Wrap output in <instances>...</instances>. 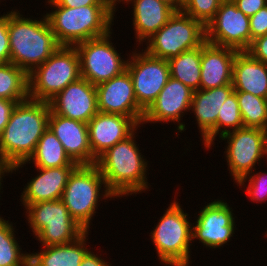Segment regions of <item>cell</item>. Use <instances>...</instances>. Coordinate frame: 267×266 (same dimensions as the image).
I'll use <instances>...</instances> for the list:
<instances>
[{
    "mask_svg": "<svg viewBox=\"0 0 267 266\" xmlns=\"http://www.w3.org/2000/svg\"><path fill=\"white\" fill-rule=\"evenodd\" d=\"M49 102L28 98L17 103L0 135V163L12 169L27 162L48 129Z\"/></svg>",
    "mask_w": 267,
    "mask_h": 266,
    "instance_id": "6da1fadb",
    "label": "cell"
},
{
    "mask_svg": "<svg viewBox=\"0 0 267 266\" xmlns=\"http://www.w3.org/2000/svg\"><path fill=\"white\" fill-rule=\"evenodd\" d=\"M22 16L18 10L8 13L10 62L29 74L43 64L60 45L46 15L41 20Z\"/></svg>",
    "mask_w": 267,
    "mask_h": 266,
    "instance_id": "7a4b0ae2",
    "label": "cell"
},
{
    "mask_svg": "<svg viewBox=\"0 0 267 266\" xmlns=\"http://www.w3.org/2000/svg\"><path fill=\"white\" fill-rule=\"evenodd\" d=\"M133 132L125 140L107 149L96 161L107 188L115 197L147 190V162L135 143Z\"/></svg>",
    "mask_w": 267,
    "mask_h": 266,
    "instance_id": "3957f363",
    "label": "cell"
},
{
    "mask_svg": "<svg viewBox=\"0 0 267 266\" xmlns=\"http://www.w3.org/2000/svg\"><path fill=\"white\" fill-rule=\"evenodd\" d=\"M56 10L46 13L47 20L60 46L99 38L111 32L116 5H89L76 8L52 5Z\"/></svg>",
    "mask_w": 267,
    "mask_h": 266,
    "instance_id": "277c9868",
    "label": "cell"
},
{
    "mask_svg": "<svg viewBox=\"0 0 267 266\" xmlns=\"http://www.w3.org/2000/svg\"><path fill=\"white\" fill-rule=\"evenodd\" d=\"M102 185L104 192L101 194ZM101 197L111 199L114 194L107 188L99 168L96 164L77 165L68 177L61 200L71 217L89 232L90 220L98 209Z\"/></svg>",
    "mask_w": 267,
    "mask_h": 266,
    "instance_id": "5b68a950",
    "label": "cell"
},
{
    "mask_svg": "<svg viewBox=\"0 0 267 266\" xmlns=\"http://www.w3.org/2000/svg\"><path fill=\"white\" fill-rule=\"evenodd\" d=\"M80 77V59L75 46H59L43 64L28 74V96L49 102Z\"/></svg>",
    "mask_w": 267,
    "mask_h": 266,
    "instance_id": "8992f818",
    "label": "cell"
},
{
    "mask_svg": "<svg viewBox=\"0 0 267 266\" xmlns=\"http://www.w3.org/2000/svg\"><path fill=\"white\" fill-rule=\"evenodd\" d=\"M180 203L173 200L158 221L151 240L160 262L170 266H189L192 223Z\"/></svg>",
    "mask_w": 267,
    "mask_h": 266,
    "instance_id": "52a82bcc",
    "label": "cell"
},
{
    "mask_svg": "<svg viewBox=\"0 0 267 266\" xmlns=\"http://www.w3.org/2000/svg\"><path fill=\"white\" fill-rule=\"evenodd\" d=\"M25 210L29 226L42 246L67 244L86 232L61 199L29 204Z\"/></svg>",
    "mask_w": 267,
    "mask_h": 266,
    "instance_id": "ba28073f",
    "label": "cell"
},
{
    "mask_svg": "<svg viewBox=\"0 0 267 266\" xmlns=\"http://www.w3.org/2000/svg\"><path fill=\"white\" fill-rule=\"evenodd\" d=\"M145 51L157 58L170 60L182 52L200 47L206 41L205 26L181 10L146 40Z\"/></svg>",
    "mask_w": 267,
    "mask_h": 266,
    "instance_id": "9c48e42d",
    "label": "cell"
},
{
    "mask_svg": "<svg viewBox=\"0 0 267 266\" xmlns=\"http://www.w3.org/2000/svg\"><path fill=\"white\" fill-rule=\"evenodd\" d=\"M112 32L75 45L80 59V74L93 85L120 75L127 69L125 61L110 41Z\"/></svg>",
    "mask_w": 267,
    "mask_h": 266,
    "instance_id": "30bf717a",
    "label": "cell"
},
{
    "mask_svg": "<svg viewBox=\"0 0 267 266\" xmlns=\"http://www.w3.org/2000/svg\"><path fill=\"white\" fill-rule=\"evenodd\" d=\"M220 138L227 140L225 156L230 175L236 183L252 173L256 163L267 155V130L243 127Z\"/></svg>",
    "mask_w": 267,
    "mask_h": 266,
    "instance_id": "8fae6325",
    "label": "cell"
},
{
    "mask_svg": "<svg viewBox=\"0 0 267 266\" xmlns=\"http://www.w3.org/2000/svg\"><path fill=\"white\" fill-rule=\"evenodd\" d=\"M136 52H132L131 59H128L126 70L133 82L136 101L146 111L171 77L169 64L167 60L154 57L145 50Z\"/></svg>",
    "mask_w": 267,
    "mask_h": 266,
    "instance_id": "7c38bea8",
    "label": "cell"
},
{
    "mask_svg": "<svg viewBox=\"0 0 267 266\" xmlns=\"http://www.w3.org/2000/svg\"><path fill=\"white\" fill-rule=\"evenodd\" d=\"M206 41L238 52L251 45L249 17L238 10L232 0H223L215 17L206 25Z\"/></svg>",
    "mask_w": 267,
    "mask_h": 266,
    "instance_id": "4fadbf2b",
    "label": "cell"
},
{
    "mask_svg": "<svg viewBox=\"0 0 267 266\" xmlns=\"http://www.w3.org/2000/svg\"><path fill=\"white\" fill-rule=\"evenodd\" d=\"M232 208L224 200H214L199 211L192 226V239H198L207 248L223 247L235 231ZM195 224V226H194Z\"/></svg>",
    "mask_w": 267,
    "mask_h": 266,
    "instance_id": "5bb4252c",
    "label": "cell"
},
{
    "mask_svg": "<svg viewBox=\"0 0 267 266\" xmlns=\"http://www.w3.org/2000/svg\"><path fill=\"white\" fill-rule=\"evenodd\" d=\"M96 93L99 112L131 117L141 125L145 111L136 101L133 82L127 70L96 85Z\"/></svg>",
    "mask_w": 267,
    "mask_h": 266,
    "instance_id": "9a60e30c",
    "label": "cell"
},
{
    "mask_svg": "<svg viewBox=\"0 0 267 266\" xmlns=\"http://www.w3.org/2000/svg\"><path fill=\"white\" fill-rule=\"evenodd\" d=\"M193 90L184 85L181 81L172 77L159 92L156 100L144 112L142 124L176 121L178 132L185 131V124L180 120L187 110L190 111ZM184 111V112H183Z\"/></svg>",
    "mask_w": 267,
    "mask_h": 266,
    "instance_id": "2e32d148",
    "label": "cell"
},
{
    "mask_svg": "<svg viewBox=\"0 0 267 266\" xmlns=\"http://www.w3.org/2000/svg\"><path fill=\"white\" fill-rule=\"evenodd\" d=\"M49 105L54 114L88 123L99 112L96 85L80 77L52 98Z\"/></svg>",
    "mask_w": 267,
    "mask_h": 266,
    "instance_id": "e0dca14e",
    "label": "cell"
},
{
    "mask_svg": "<svg viewBox=\"0 0 267 266\" xmlns=\"http://www.w3.org/2000/svg\"><path fill=\"white\" fill-rule=\"evenodd\" d=\"M48 128L62 143L66 154L77 165L96 164L92 154L87 123L66 118L52 111L49 114Z\"/></svg>",
    "mask_w": 267,
    "mask_h": 266,
    "instance_id": "ac0fdd59",
    "label": "cell"
},
{
    "mask_svg": "<svg viewBox=\"0 0 267 266\" xmlns=\"http://www.w3.org/2000/svg\"><path fill=\"white\" fill-rule=\"evenodd\" d=\"M87 125L91 151L96 158L133 132L136 133L140 126L131 117L102 112L94 115Z\"/></svg>",
    "mask_w": 267,
    "mask_h": 266,
    "instance_id": "d6986e66",
    "label": "cell"
},
{
    "mask_svg": "<svg viewBox=\"0 0 267 266\" xmlns=\"http://www.w3.org/2000/svg\"><path fill=\"white\" fill-rule=\"evenodd\" d=\"M233 91L232 85H225L208 90L199 89L193 92L190 109L195 114L205 148H210L214 144L220 107Z\"/></svg>",
    "mask_w": 267,
    "mask_h": 266,
    "instance_id": "ffe728a7",
    "label": "cell"
},
{
    "mask_svg": "<svg viewBox=\"0 0 267 266\" xmlns=\"http://www.w3.org/2000/svg\"><path fill=\"white\" fill-rule=\"evenodd\" d=\"M237 52L205 41L201 45L200 89L232 85L233 63Z\"/></svg>",
    "mask_w": 267,
    "mask_h": 266,
    "instance_id": "44dd1931",
    "label": "cell"
},
{
    "mask_svg": "<svg viewBox=\"0 0 267 266\" xmlns=\"http://www.w3.org/2000/svg\"><path fill=\"white\" fill-rule=\"evenodd\" d=\"M77 165L54 168H37L39 174L27 183L21 195V203L29 204L41 201L60 200L68 177Z\"/></svg>",
    "mask_w": 267,
    "mask_h": 266,
    "instance_id": "7402d4cb",
    "label": "cell"
},
{
    "mask_svg": "<svg viewBox=\"0 0 267 266\" xmlns=\"http://www.w3.org/2000/svg\"><path fill=\"white\" fill-rule=\"evenodd\" d=\"M133 5V27L136 42H146L162 28L175 13V9L161 0H117L118 3ZM145 40V41H144Z\"/></svg>",
    "mask_w": 267,
    "mask_h": 266,
    "instance_id": "603a6c76",
    "label": "cell"
},
{
    "mask_svg": "<svg viewBox=\"0 0 267 266\" xmlns=\"http://www.w3.org/2000/svg\"><path fill=\"white\" fill-rule=\"evenodd\" d=\"M234 91L249 92L267 99V64L254 59L248 52H237L232 73Z\"/></svg>",
    "mask_w": 267,
    "mask_h": 266,
    "instance_id": "cb8c5ba5",
    "label": "cell"
},
{
    "mask_svg": "<svg viewBox=\"0 0 267 266\" xmlns=\"http://www.w3.org/2000/svg\"><path fill=\"white\" fill-rule=\"evenodd\" d=\"M88 231L73 242L61 245L43 246L38 253H29V266H80L90 250L85 246Z\"/></svg>",
    "mask_w": 267,
    "mask_h": 266,
    "instance_id": "d4e9b609",
    "label": "cell"
},
{
    "mask_svg": "<svg viewBox=\"0 0 267 266\" xmlns=\"http://www.w3.org/2000/svg\"><path fill=\"white\" fill-rule=\"evenodd\" d=\"M33 160V161H32ZM33 162L36 168H54L68 165H77L66 154L62 143L55 134L48 128L39 139L33 155L27 162L18 164L11 169V172L18 171L22 165Z\"/></svg>",
    "mask_w": 267,
    "mask_h": 266,
    "instance_id": "484cf974",
    "label": "cell"
},
{
    "mask_svg": "<svg viewBox=\"0 0 267 266\" xmlns=\"http://www.w3.org/2000/svg\"><path fill=\"white\" fill-rule=\"evenodd\" d=\"M170 76L193 91L200 89L201 46L168 60Z\"/></svg>",
    "mask_w": 267,
    "mask_h": 266,
    "instance_id": "4316f807",
    "label": "cell"
},
{
    "mask_svg": "<svg viewBox=\"0 0 267 266\" xmlns=\"http://www.w3.org/2000/svg\"><path fill=\"white\" fill-rule=\"evenodd\" d=\"M0 98L25 101L28 96V74L11 62L0 64Z\"/></svg>",
    "mask_w": 267,
    "mask_h": 266,
    "instance_id": "83f0119b",
    "label": "cell"
},
{
    "mask_svg": "<svg viewBox=\"0 0 267 266\" xmlns=\"http://www.w3.org/2000/svg\"><path fill=\"white\" fill-rule=\"evenodd\" d=\"M244 127L267 130V99L235 91Z\"/></svg>",
    "mask_w": 267,
    "mask_h": 266,
    "instance_id": "f1b7e54d",
    "label": "cell"
},
{
    "mask_svg": "<svg viewBox=\"0 0 267 266\" xmlns=\"http://www.w3.org/2000/svg\"><path fill=\"white\" fill-rule=\"evenodd\" d=\"M0 216V266H29V253H21L12 222Z\"/></svg>",
    "mask_w": 267,
    "mask_h": 266,
    "instance_id": "f546056e",
    "label": "cell"
},
{
    "mask_svg": "<svg viewBox=\"0 0 267 266\" xmlns=\"http://www.w3.org/2000/svg\"><path fill=\"white\" fill-rule=\"evenodd\" d=\"M243 127L244 124L241 118L236 92L233 91L220 107L216 123V136L220 134L219 137H221L226 133ZM221 128L224 129L222 130Z\"/></svg>",
    "mask_w": 267,
    "mask_h": 266,
    "instance_id": "4dcf8cb0",
    "label": "cell"
},
{
    "mask_svg": "<svg viewBox=\"0 0 267 266\" xmlns=\"http://www.w3.org/2000/svg\"><path fill=\"white\" fill-rule=\"evenodd\" d=\"M223 0H183L181 11L195 20L200 21L205 27L215 17Z\"/></svg>",
    "mask_w": 267,
    "mask_h": 266,
    "instance_id": "1f68e13d",
    "label": "cell"
},
{
    "mask_svg": "<svg viewBox=\"0 0 267 266\" xmlns=\"http://www.w3.org/2000/svg\"><path fill=\"white\" fill-rule=\"evenodd\" d=\"M252 174V175H251ZM246 180H249L248 187H246V194L250 197L251 201L256 202H264L267 200V173L261 172L259 173H250L244 178L240 179L237 184L238 186L244 185Z\"/></svg>",
    "mask_w": 267,
    "mask_h": 266,
    "instance_id": "d6a6232c",
    "label": "cell"
},
{
    "mask_svg": "<svg viewBox=\"0 0 267 266\" xmlns=\"http://www.w3.org/2000/svg\"><path fill=\"white\" fill-rule=\"evenodd\" d=\"M251 43L257 37L267 34V5L249 17Z\"/></svg>",
    "mask_w": 267,
    "mask_h": 266,
    "instance_id": "836d02e7",
    "label": "cell"
},
{
    "mask_svg": "<svg viewBox=\"0 0 267 266\" xmlns=\"http://www.w3.org/2000/svg\"><path fill=\"white\" fill-rule=\"evenodd\" d=\"M10 62L8 13L0 16V64Z\"/></svg>",
    "mask_w": 267,
    "mask_h": 266,
    "instance_id": "e575fe53",
    "label": "cell"
},
{
    "mask_svg": "<svg viewBox=\"0 0 267 266\" xmlns=\"http://www.w3.org/2000/svg\"><path fill=\"white\" fill-rule=\"evenodd\" d=\"M248 52L254 59L267 64V34L252 40Z\"/></svg>",
    "mask_w": 267,
    "mask_h": 266,
    "instance_id": "d590c367",
    "label": "cell"
},
{
    "mask_svg": "<svg viewBox=\"0 0 267 266\" xmlns=\"http://www.w3.org/2000/svg\"><path fill=\"white\" fill-rule=\"evenodd\" d=\"M49 5L76 8L89 5H116L113 0H48Z\"/></svg>",
    "mask_w": 267,
    "mask_h": 266,
    "instance_id": "8d00e7d4",
    "label": "cell"
},
{
    "mask_svg": "<svg viewBox=\"0 0 267 266\" xmlns=\"http://www.w3.org/2000/svg\"><path fill=\"white\" fill-rule=\"evenodd\" d=\"M237 9L242 11L247 17H251L258 10L267 5V0H232Z\"/></svg>",
    "mask_w": 267,
    "mask_h": 266,
    "instance_id": "74e56055",
    "label": "cell"
},
{
    "mask_svg": "<svg viewBox=\"0 0 267 266\" xmlns=\"http://www.w3.org/2000/svg\"><path fill=\"white\" fill-rule=\"evenodd\" d=\"M19 102L22 101H14L0 98V135L2 134L5 126L9 121L13 109Z\"/></svg>",
    "mask_w": 267,
    "mask_h": 266,
    "instance_id": "f35d334b",
    "label": "cell"
},
{
    "mask_svg": "<svg viewBox=\"0 0 267 266\" xmlns=\"http://www.w3.org/2000/svg\"><path fill=\"white\" fill-rule=\"evenodd\" d=\"M80 266H111V264H108L97 254L89 250L80 263Z\"/></svg>",
    "mask_w": 267,
    "mask_h": 266,
    "instance_id": "ab89813d",
    "label": "cell"
},
{
    "mask_svg": "<svg viewBox=\"0 0 267 266\" xmlns=\"http://www.w3.org/2000/svg\"><path fill=\"white\" fill-rule=\"evenodd\" d=\"M169 5H171L176 11L181 9L182 0H161Z\"/></svg>",
    "mask_w": 267,
    "mask_h": 266,
    "instance_id": "60d3db41",
    "label": "cell"
},
{
    "mask_svg": "<svg viewBox=\"0 0 267 266\" xmlns=\"http://www.w3.org/2000/svg\"><path fill=\"white\" fill-rule=\"evenodd\" d=\"M5 173L7 174V173H12L11 172V169L8 167V166H6V165H3L2 163H0V190H1V180H3L2 179V177H4V175H5ZM1 192V191H0Z\"/></svg>",
    "mask_w": 267,
    "mask_h": 266,
    "instance_id": "b9f144b4",
    "label": "cell"
}]
</instances>
